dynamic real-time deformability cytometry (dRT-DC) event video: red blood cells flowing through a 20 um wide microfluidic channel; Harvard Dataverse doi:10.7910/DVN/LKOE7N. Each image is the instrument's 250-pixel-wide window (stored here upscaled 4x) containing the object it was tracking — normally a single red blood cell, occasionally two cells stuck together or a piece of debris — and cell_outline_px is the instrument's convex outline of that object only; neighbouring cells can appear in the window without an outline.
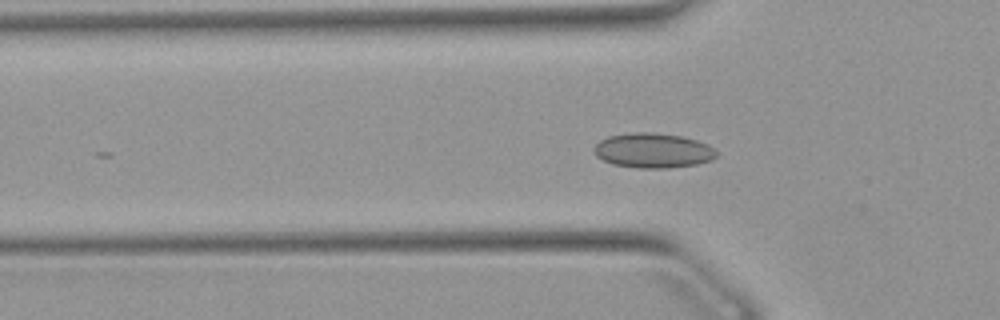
{"species": "Egyptian fruit bat (a non-hibernating species)", "species_latin": "Rousettus aegyptiacus", "temperature_condition": "warm", "stored_images_in_passage": 22, "camera_frame_rate_fps": 3000, "um_per_image_px": 0.085, "animal": {"sex": "female"}, "frame": {"image": 1, "passage_image": 11, "time_ms": 3.333, "image_size_px": [1000, 320], "cell_outline_px": [[716, 156], [712, 160], [696, 164], [668, 168], [640, 168], [612, 164], [596, 156], [592, 152], [592, 148], [600, 140], [608, 136], [632, 132], [652, 132], [680, 136], [696, 140], [712, 148], [716, 152]], "centroid_in_image_um": [55.44, 12.79], "position_along_channel_um": 70.4, "area_um2": 24.74}}
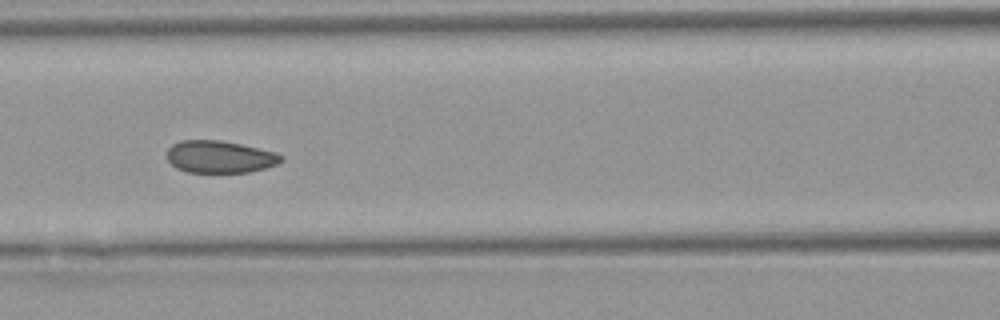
{"frame": {"image": 2, "passage_image": 17, "time_ms": 5.333, "image_size_px": [1000, 320], "cell_outline_px": [[284, 160], [276, 164], [264, 168], [248, 172], [188, 172], [176, 168], [168, 160], [168, 148], [172, 144], [180, 140], [220, 140], [240, 144], [276, 152], [284, 156]], "centroid_in_image_um": [18.69, 13.32], "position_along_channel_um": 147.9, "area_um2": 21.39}}
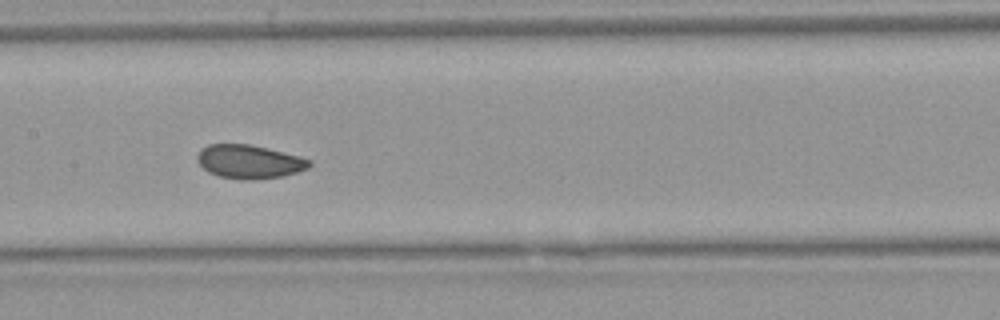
{"frame": {"image": 3, "passage_image": 20, "time_ms": 6.333, "image_size_px": [1000, 320], "cell_outline_px": [[312, 164], [308, 168], [284, 176], [252, 180], [240, 180], [220, 176], [208, 172], [200, 164], [196, 156], [200, 148], [208, 144], [248, 144], [300, 156], [312, 160]], "centroid_in_image_um": [21.18, 13.75], "position_along_channel_um": 186.2, "area_um2": 22.02}}